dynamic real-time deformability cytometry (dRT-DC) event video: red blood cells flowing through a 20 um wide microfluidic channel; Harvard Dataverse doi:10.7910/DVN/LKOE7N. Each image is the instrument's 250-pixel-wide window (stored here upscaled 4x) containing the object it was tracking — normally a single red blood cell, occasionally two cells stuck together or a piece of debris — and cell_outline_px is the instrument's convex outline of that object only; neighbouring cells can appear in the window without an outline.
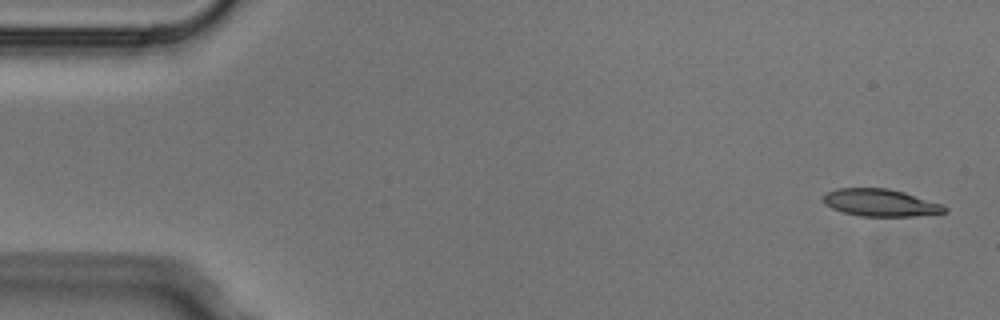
{"species": "Egyptian fruit bat (a non-hibernating species)", "species_latin": "Rousettus aegyptiacus", "temperature_condition": "cold", "stored_images_in_passage": 5, "segment_of_instrument_passage": [2, 2], "camera_frame_rate_fps": 3000, "um_per_image_px": 0.085, "animal": {"sex": "male"}, "frame": {"image": 1, "passage_image": 5, "time_ms": 1.333, "image_size_px": [1000, 320], "cell_outline_px": [[948, 212], [916, 216], [860, 216], [844, 212], [832, 208], [824, 204], [824, 196], [828, 192], [836, 188], [888, 188], [904, 192], [944, 204], [948, 208]], "centroid_in_image_um": [74.89, 17.23], "position_along_channel_um": 10.1, "area_um2": 19.36}}